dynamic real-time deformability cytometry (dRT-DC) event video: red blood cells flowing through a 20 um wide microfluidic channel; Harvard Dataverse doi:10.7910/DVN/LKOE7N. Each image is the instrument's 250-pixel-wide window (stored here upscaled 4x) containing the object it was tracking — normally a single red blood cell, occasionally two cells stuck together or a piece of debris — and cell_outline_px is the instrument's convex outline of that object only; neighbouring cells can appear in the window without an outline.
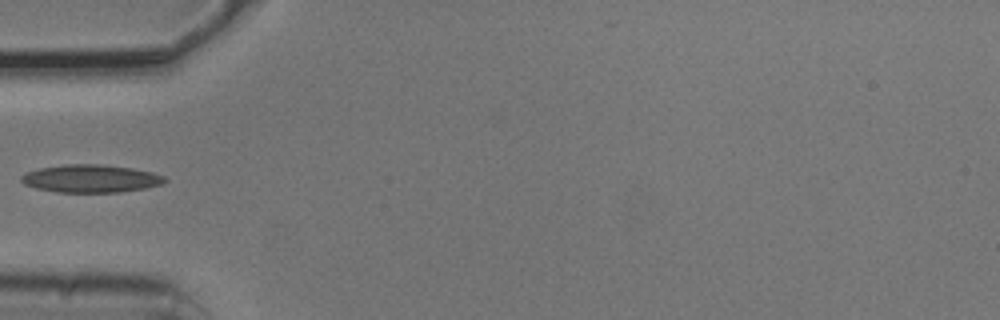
{"species": "common noctule bat (a hibernating species)", "species_latin": "Nyctalus noctula", "temperature_condition": "cold", "stored_images_in_passage": 3, "camera_frame_rate_fps": 3000, "um_per_image_px": 0.085, "animal": {"sex": "male", "body_mass_g": 20.5, "forearm_length_mm": 52.5}, "frame": {"image": 1, "passage_image": 3, "time_ms": 0.667, "image_size_px": [1000, 320], "cell_outline_px": [[168, 180], [160, 184], [144, 188], [120, 192], [56, 192], [36, 188], [24, 184], [20, 180], [20, 176], [28, 172], [40, 168], [64, 164], [100, 164], [132, 168], [152, 172], [164, 176]], "centroid_in_image_um": [7.7, 15.17], "position_along_channel_um": 77.3, "area_um2": 23.18}}